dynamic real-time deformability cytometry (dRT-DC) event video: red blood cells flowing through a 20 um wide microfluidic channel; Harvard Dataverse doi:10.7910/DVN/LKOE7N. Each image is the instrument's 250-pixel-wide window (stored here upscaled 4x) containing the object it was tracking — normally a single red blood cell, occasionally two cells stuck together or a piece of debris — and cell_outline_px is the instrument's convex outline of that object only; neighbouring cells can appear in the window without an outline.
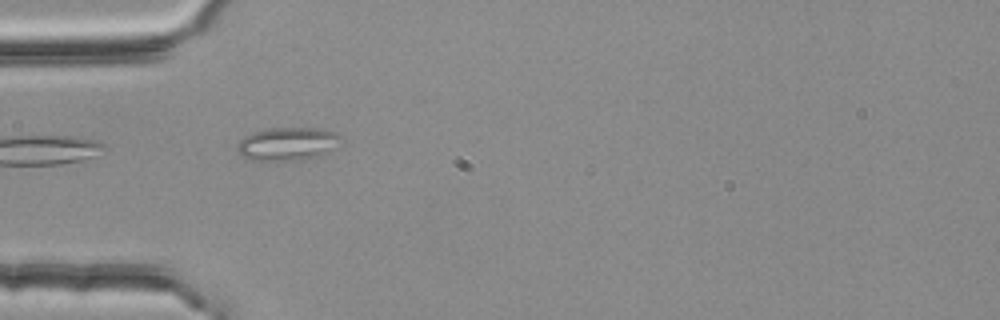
{"species": "common noctule bat (a hibernating species)", "species_latin": "Nyctalus noctula", "temperature_condition": "room temperature", "stored_images_in_passage": 3, "camera_frame_rate_fps": 3000, "um_per_image_px": 0.085, "animal": {"sex": "female", "body_mass_g": 25.1}, "frame": {"image": 1, "passage_image": 2, "time_ms": 0.333, "image_size_px": [1000, 320], "cell_outline_px": [[344, 136], [328, 152], [320, 156], [304, 160], [248, 160], [236, 148], [236, 144], [244, 136], [252, 132], [268, 128], [316, 128], [336, 132]], "centroid_in_image_um": [24.44, 12.22], "position_along_channel_um": 60.6, "area_um2": 20.11}}